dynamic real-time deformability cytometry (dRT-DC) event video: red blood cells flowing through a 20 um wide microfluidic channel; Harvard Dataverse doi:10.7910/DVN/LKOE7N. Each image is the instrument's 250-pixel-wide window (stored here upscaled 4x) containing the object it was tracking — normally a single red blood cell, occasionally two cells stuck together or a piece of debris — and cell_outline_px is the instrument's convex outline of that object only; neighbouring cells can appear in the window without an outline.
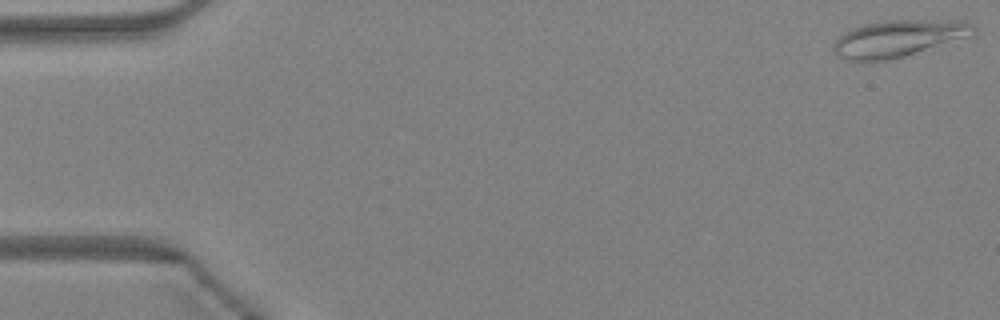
{"species": "Egyptian fruit bat (a non-hibernating species)", "species_latin": "Rousettus aegyptiacus", "temperature_condition": "warm", "stored_images_in_passage": 8, "camera_frame_rate_fps": 3000, "um_per_image_px": 0.085, "animal": {"sex": "female"}, "frame": {"image": 1, "passage_image": 1, "time_ms": 0.0, "image_size_px": [1000, 320], "cell_outline_px": [[976, 32], [972, 36], [900, 56], [884, 60], [844, 60], [832, 48], [832, 44], [844, 32], [852, 28], [864, 24], [884, 20], [964, 20], [972, 24], [976, 28]], "centroid_in_image_um": [76.38, 3.23], "position_along_channel_um": 8.6, "area_um2": 29.59}}